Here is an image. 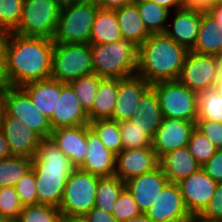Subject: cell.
Here are the masks:
<instances>
[{
	"mask_svg": "<svg viewBox=\"0 0 222 222\" xmlns=\"http://www.w3.org/2000/svg\"><path fill=\"white\" fill-rule=\"evenodd\" d=\"M54 42L52 39L21 36L11 32L5 57V73L10 86L51 78Z\"/></svg>",
	"mask_w": 222,
	"mask_h": 222,
	"instance_id": "obj_1",
	"label": "cell"
},
{
	"mask_svg": "<svg viewBox=\"0 0 222 222\" xmlns=\"http://www.w3.org/2000/svg\"><path fill=\"white\" fill-rule=\"evenodd\" d=\"M75 167L51 138H42L32 158L37 204L59 208L64 187Z\"/></svg>",
	"mask_w": 222,
	"mask_h": 222,
	"instance_id": "obj_2",
	"label": "cell"
},
{
	"mask_svg": "<svg viewBox=\"0 0 222 222\" xmlns=\"http://www.w3.org/2000/svg\"><path fill=\"white\" fill-rule=\"evenodd\" d=\"M189 50L165 33L151 34L138 47V76L149 84L176 81Z\"/></svg>",
	"mask_w": 222,
	"mask_h": 222,
	"instance_id": "obj_3",
	"label": "cell"
},
{
	"mask_svg": "<svg viewBox=\"0 0 222 222\" xmlns=\"http://www.w3.org/2000/svg\"><path fill=\"white\" fill-rule=\"evenodd\" d=\"M94 74L101 78L123 79L136 75L138 46L121 39L107 44H91Z\"/></svg>",
	"mask_w": 222,
	"mask_h": 222,
	"instance_id": "obj_4",
	"label": "cell"
},
{
	"mask_svg": "<svg viewBox=\"0 0 222 222\" xmlns=\"http://www.w3.org/2000/svg\"><path fill=\"white\" fill-rule=\"evenodd\" d=\"M100 7L80 1L60 10L54 43L89 44L92 25Z\"/></svg>",
	"mask_w": 222,
	"mask_h": 222,
	"instance_id": "obj_5",
	"label": "cell"
},
{
	"mask_svg": "<svg viewBox=\"0 0 222 222\" xmlns=\"http://www.w3.org/2000/svg\"><path fill=\"white\" fill-rule=\"evenodd\" d=\"M91 44L54 43L51 78L63 83L93 74Z\"/></svg>",
	"mask_w": 222,
	"mask_h": 222,
	"instance_id": "obj_6",
	"label": "cell"
},
{
	"mask_svg": "<svg viewBox=\"0 0 222 222\" xmlns=\"http://www.w3.org/2000/svg\"><path fill=\"white\" fill-rule=\"evenodd\" d=\"M164 118H177L196 122L198 119L197 93L176 81L152 84Z\"/></svg>",
	"mask_w": 222,
	"mask_h": 222,
	"instance_id": "obj_7",
	"label": "cell"
},
{
	"mask_svg": "<svg viewBox=\"0 0 222 222\" xmlns=\"http://www.w3.org/2000/svg\"><path fill=\"white\" fill-rule=\"evenodd\" d=\"M98 176L75 168L66 181L59 205L61 217L85 215L95 207Z\"/></svg>",
	"mask_w": 222,
	"mask_h": 222,
	"instance_id": "obj_8",
	"label": "cell"
},
{
	"mask_svg": "<svg viewBox=\"0 0 222 222\" xmlns=\"http://www.w3.org/2000/svg\"><path fill=\"white\" fill-rule=\"evenodd\" d=\"M60 10L53 0H24L21 21L13 33L53 39Z\"/></svg>",
	"mask_w": 222,
	"mask_h": 222,
	"instance_id": "obj_9",
	"label": "cell"
},
{
	"mask_svg": "<svg viewBox=\"0 0 222 222\" xmlns=\"http://www.w3.org/2000/svg\"><path fill=\"white\" fill-rule=\"evenodd\" d=\"M222 74V63L218 56L189 51L178 81L198 93L215 86Z\"/></svg>",
	"mask_w": 222,
	"mask_h": 222,
	"instance_id": "obj_10",
	"label": "cell"
},
{
	"mask_svg": "<svg viewBox=\"0 0 222 222\" xmlns=\"http://www.w3.org/2000/svg\"><path fill=\"white\" fill-rule=\"evenodd\" d=\"M3 112L19 119L41 138H50L53 129L49 118L37 110L21 87L10 86L4 92Z\"/></svg>",
	"mask_w": 222,
	"mask_h": 222,
	"instance_id": "obj_11",
	"label": "cell"
},
{
	"mask_svg": "<svg viewBox=\"0 0 222 222\" xmlns=\"http://www.w3.org/2000/svg\"><path fill=\"white\" fill-rule=\"evenodd\" d=\"M153 222H184L190 215L178 184L168 182L144 212Z\"/></svg>",
	"mask_w": 222,
	"mask_h": 222,
	"instance_id": "obj_12",
	"label": "cell"
},
{
	"mask_svg": "<svg viewBox=\"0 0 222 222\" xmlns=\"http://www.w3.org/2000/svg\"><path fill=\"white\" fill-rule=\"evenodd\" d=\"M196 122L164 118L152 139V149L159 159L172 151L186 147Z\"/></svg>",
	"mask_w": 222,
	"mask_h": 222,
	"instance_id": "obj_13",
	"label": "cell"
},
{
	"mask_svg": "<svg viewBox=\"0 0 222 222\" xmlns=\"http://www.w3.org/2000/svg\"><path fill=\"white\" fill-rule=\"evenodd\" d=\"M190 214H200L213 198L217 183L200 168L177 183Z\"/></svg>",
	"mask_w": 222,
	"mask_h": 222,
	"instance_id": "obj_14",
	"label": "cell"
},
{
	"mask_svg": "<svg viewBox=\"0 0 222 222\" xmlns=\"http://www.w3.org/2000/svg\"><path fill=\"white\" fill-rule=\"evenodd\" d=\"M159 166V157L152 147L122 149L116 155L114 176L126 182Z\"/></svg>",
	"mask_w": 222,
	"mask_h": 222,
	"instance_id": "obj_15",
	"label": "cell"
},
{
	"mask_svg": "<svg viewBox=\"0 0 222 222\" xmlns=\"http://www.w3.org/2000/svg\"><path fill=\"white\" fill-rule=\"evenodd\" d=\"M52 129L76 127L89 124L88 113L83 109L72 86L60 82V96L55 104V111L49 119Z\"/></svg>",
	"mask_w": 222,
	"mask_h": 222,
	"instance_id": "obj_16",
	"label": "cell"
},
{
	"mask_svg": "<svg viewBox=\"0 0 222 222\" xmlns=\"http://www.w3.org/2000/svg\"><path fill=\"white\" fill-rule=\"evenodd\" d=\"M2 130L13 156L33 158L41 137L19 119L7 116L4 112L0 119Z\"/></svg>",
	"mask_w": 222,
	"mask_h": 222,
	"instance_id": "obj_17",
	"label": "cell"
},
{
	"mask_svg": "<svg viewBox=\"0 0 222 222\" xmlns=\"http://www.w3.org/2000/svg\"><path fill=\"white\" fill-rule=\"evenodd\" d=\"M151 86L143 77L137 74L118 79L116 105L111 119L119 123L131 120L137 104Z\"/></svg>",
	"mask_w": 222,
	"mask_h": 222,
	"instance_id": "obj_18",
	"label": "cell"
},
{
	"mask_svg": "<svg viewBox=\"0 0 222 222\" xmlns=\"http://www.w3.org/2000/svg\"><path fill=\"white\" fill-rule=\"evenodd\" d=\"M89 124L76 127H60L54 129L50 138L70 160L75 168H79L88 153L87 133Z\"/></svg>",
	"mask_w": 222,
	"mask_h": 222,
	"instance_id": "obj_19",
	"label": "cell"
},
{
	"mask_svg": "<svg viewBox=\"0 0 222 222\" xmlns=\"http://www.w3.org/2000/svg\"><path fill=\"white\" fill-rule=\"evenodd\" d=\"M172 12L169 15L171 23H167L165 34L190 51L197 40L201 11L182 8Z\"/></svg>",
	"mask_w": 222,
	"mask_h": 222,
	"instance_id": "obj_20",
	"label": "cell"
},
{
	"mask_svg": "<svg viewBox=\"0 0 222 222\" xmlns=\"http://www.w3.org/2000/svg\"><path fill=\"white\" fill-rule=\"evenodd\" d=\"M168 182V178L159 166L153 171L129 179L125 185L132 193L141 212L144 213L152 206L159 192Z\"/></svg>",
	"mask_w": 222,
	"mask_h": 222,
	"instance_id": "obj_21",
	"label": "cell"
},
{
	"mask_svg": "<svg viewBox=\"0 0 222 222\" xmlns=\"http://www.w3.org/2000/svg\"><path fill=\"white\" fill-rule=\"evenodd\" d=\"M87 146L88 153L79 169L100 178L114 176L116 154L108 150L92 130L87 133Z\"/></svg>",
	"mask_w": 222,
	"mask_h": 222,
	"instance_id": "obj_22",
	"label": "cell"
},
{
	"mask_svg": "<svg viewBox=\"0 0 222 222\" xmlns=\"http://www.w3.org/2000/svg\"><path fill=\"white\" fill-rule=\"evenodd\" d=\"M159 163L168 181L176 184L201 168L187 146L163 155Z\"/></svg>",
	"mask_w": 222,
	"mask_h": 222,
	"instance_id": "obj_23",
	"label": "cell"
},
{
	"mask_svg": "<svg viewBox=\"0 0 222 222\" xmlns=\"http://www.w3.org/2000/svg\"><path fill=\"white\" fill-rule=\"evenodd\" d=\"M163 119L158 97L155 91L150 88L140 99L130 121L153 139Z\"/></svg>",
	"mask_w": 222,
	"mask_h": 222,
	"instance_id": "obj_24",
	"label": "cell"
},
{
	"mask_svg": "<svg viewBox=\"0 0 222 222\" xmlns=\"http://www.w3.org/2000/svg\"><path fill=\"white\" fill-rule=\"evenodd\" d=\"M21 88L29 95L37 110L50 119L60 96V81L49 78L27 83Z\"/></svg>",
	"mask_w": 222,
	"mask_h": 222,
	"instance_id": "obj_25",
	"label": "cell"
},
{
	"mask_svg": "<svg viewBox=\"0 0 222 222\" xmlns=\"http://www.w3.org/2000/svg\"><path fill=\"white\" fill-rule=\"evenodd\" d=\"M191 51L215 56L222 51V24L208 12L201 11L199 32Z\"/></svg>",
	"mask_w": 222,
	"mask_h": 222,
	"instance_id": "obj_26",
	"label": "cell"
},
{
	"mask_svg": "<svg viewBox=\"0 0 222 222\" xmlns=\"http://www.w3.org/2000/svg\"><path fill=\"white\" fill-rule=\"evenodd\" d=\"M122 39L132 41L138 47L151 35L143 23L137 5L133 2L115 10Z\"/></svg>",
	"mask_w": 222,
	"mask_h": 222,
	"instance_id": "obj_27",
	"label": "cell"
},
{
	"mask_svg": "<svg viewBox=\"0 0 222 222\" xmlns=\"http://www.w3.org/2000/svg\"><path fill=\"white\" fill-rule=\"evenodd\" d=\"M118 93V78H102L99 82L92 109L88 112L89 121L111 119Z\"/></svg>",
	"mask_w": 222,
	"mask_h": 222,
	"instance_id": "obj_28",
	"label": "cell"
},
{
	"mask_svg": "<svg viewBox=\"0 0 222 222\" xmlns=\"http://www.w3.org/2000/svg\"><path fill=\"white\" fill-rule=\"evenodd\" d=\"M122 39L115 10H97L90 35L89 44H107Z\"/></svg>",
	"mask_w": 222,
	"mask_h": 222,
	"instance_id": "obj_29",
	"label": "cell"
},
{
	"mask_svg": "<svg viewBox=\"0 0 222 222\" xmlns=\"http://www.w3.org/2000/svg\"><path fill=\"white\" fill-rule=\"evenodd\" d=\"M139 15L151 34L165 33L170 10L148 0H135Z\"/></svg>",
	"mask_w": 222,
	"mask_h": 222,
	"instance_id": "obj_30",
	"label": "cell"
},
{
	"mask_svg": "<svg viewBox=\"0 0 222 222\" xmlns=\"http://www.w3.org/2000/svg\"><path fill=\"white\" fill-rule=\"evenodd\" d=\"M125 187V182L116 176L99 178L95 207L112 214L115 202Z\"/></svg>",
	"mask_w": 222,
	"mask_h": 222,
	"instance_id": "obj_31",
	"label": "cell"
},
{
	"mask_svg": "<svg viewBox=\"0 0 222 222\" xmlns=\"http://www.w3.org/2000/svg\"><path fill=\"white\" fill-rule=\"evenodd\" d=\"M30 169L32 158L12 155L0 160V187H14Z\"/></svg>",
	"mask_w": 222,
	"mask_h": 222,
	"instance_id": "obj_32",
	"label": "cell"
},
{
	"mask_svg": "<svg viewBox=\"0 0 222 222\" xmlns=\"http://www.w3.org/2000/svg\"><path fill=\"white\" fill-rule=\"evenodd\" d=\"M89 126L108 150L117 155L123 149L119 122L113 119H100L89 122Z\"/></svg>",
	"mask_w": 222,
	"mask_h": 222,
	"instance_id": "obj_33",
	"label": "cell"
},
{
	"mask_svg": "<svg viewBox=\"0 0 222 222\" xmlns=\"http://www.w3.org/2000/svg\"><path fill=\"white\" fill-rule=\"evenodd\" d=\"M198 119L222 123V97L214 87L197 93Z\"/></svg>",
	"mask_w": 222,
	"mask_h": 222,
	"instance_id": "obj_34",
	"label": "cell"
},
{
	"mask_svg": "<svg viewBox=\"0 0 222 222\" xmlns=\"http://www.w3.org/2000/svg\"><path fill=\"white\" fill-rule=\"evenodd\" d=\"M102 78L96 74L81 76L69 82L83 109L88 113L96 97L99 82Z\"/></svg>",
	"mask_w": 222,
	"mask_h": 222,
	"instance_id": "obj_35",
	"label": "cell"
},
{
	"mask_svg": "<svg viewBox=\"0 0 222 222\" xmlns=\"http://www.w3.org/2000/svg\"><path fill=\"white\" fill-rule=\"evenodd\" d=\"M120 135L123 149L152 147V138L130 120L120 122Z\"/></svg>",
	"mask_w": 222,
	"mask_h": 222,
	"instance_id": "obj_36",
	"label": "cell"
},
{
	"mask_svg": "<svg viewBox=\"0 0 222 222\" xmlns=\"http://www.w3.org/2000/svg\"><path fill=\"white\" fill-rule=\"evenodd\" d=\"M187 147L201 166L204 165L218 149L213 142L196 128L191 133Z\"/></svg>",
	"mask_w": 222,
	"mask_h": 222,
	"instance_id": "obj_37",
	"label": "cell"
},
{
	"mask_svg": "<svg viewBox=\"0 0 222 222\" xmlns=\"http://www.w3.org/2000/svg\"><path fill=\"white\" fill-rule=\"evenodd\" d=\"M19 219L22 222H60L61 214L57 207L36 204L24 206Z\"/></svg>",
	"mask_w": 222,
	"mask_h": 222,
	"instance_id": "obj_38",
	"label": "cell"
},
{
	"mask_svg": "<svg viewBox=\"0 0 222 222\" xmlns=\"http://www.w3.org/2000/svg\"><path fill=\"white\" fill-rule=\"evenodd\" d=\"M24 0H0V27L13 32L22 17Z\"/></svg>",
	"mask_w": 222,
	"mask_h": 222,
	"instance_id": "obj_39",
	"label": "cell"
},
{
	"mask_svg": "<svg viewBox=\"0 0 222 222\" xmlns=\"http://www.w3.org/2000/svg\"><path fill=\"white\" fill-rule=\"evenodd\" d=\"M142 214L132 193L125 187L115 202L112 215L118 222H122Z\"/></svg>",
	"mask_w": 222,
	"mask_h": 222,
	"instance_id": "obj_40",
	"label": "cell"
},
{
	"mask_svg": "<svg viewBox=\"0 0 222 222\" xmlns=\"http://www.w3.org/2000/svg\"><path fill=\"white\" fill-rule=\"evenodd\" d=\"M24 206L12 186L0 187V215L6 219L19 218Z\"/></svg>",
	"mask_w": 222,
	"mask_h": 222,
	"instance_id": "obj_41",
	"label": "cell"
},
{
	"mask_svg": "<svg viewBox=\"0 0 222 222\" xmlns=\"http://www.w3.org/2000/svg\"><path fill=\"white\" fill-rule=\"evenodd\" d=\"M23 206L36 205V178L30 169L14 186Z\"/></svg>",
	"mask_w": 222,
	"mask_h": 222,
	"instance_id": "obj_42",
	"label": "cell"
},
{
	"mask_svg": "<svg viewBox=\"0 0 222 222\" xmlns=\"http://www.w3.org/2000/svg\"><path fill=\"white\" fill-rule=\"evenodd\" d=\"M195 128L213 142L218 149L222 148V123L196 120Z\"/></svg>",
	"mask_w": 222,
	"mask_h": 222,
	"instance_id": "obj_43",
	"label": "cell"
},
{
	"mask_svg": "<svg viewBox=\"0 0 222 222\" xmlns=\"http://www.w3.org/2000/svg\"><path fill=\"white\" fill-rule=\"evenodd\" d=\"M200 215L214 222H222V181L217 183L213 198Z\"/></svg>",
	"mask_w": 222,
	"mask_h": 222,
	"instance_id": "obj_44",
	"label": "cell"
},
{
	"mask_svg": "<svg viewBox=\"0 0 222 222\" xmlns=\"http://www.w3.org/2000/svg\"><path fill=\"white\" fill-rule=\"evenodd\" d=\"M201 168L216 183L222 181V148L217 149L215 154Z\"/></svg>",
	"mask_w": 222,
	"mask_h": 222,
	"instance_id": "obj_45",
	"label": "cell"
},
{
	"mask_svg": "<svg viewBox=\"0 0 222 222\" xmlns=\"http://www.w3.org/2000/svg\"><path fill=\"white\" fill-rule=\"evenodd\" d=\"M85 215L89 222H118L112 214L106 213L96 207L92 208Z\"/></svg>",
	"mask_w": 222,
	"mask_h": 222,
	"instance_id": "obj_46",
	"label": "cell"
},
{
	"mask_svg": "<svg viewBox=\"0 0 222 222\" xmlns=\"http://www.w3.org/2000/svg\"><path fill=\"white\" fill-rule=\"evenodd\" d=\"M135 0H100L98 6L105 10H117L125 5L133 3Z\"/></svg>",
	"mask_w": 222,
	"mask_h": 222,
	"instance_id": "obj_47",
	"label": "cell"
},
{
	"mask_svg": "<svg viewBox=\"0 0 222 222\" xmlns=\"http://www.w3.org/2000/svg\"><path fill=\"white\" fill-rule=\"evenodd\" d=\"M183 8L207 12V0H182Z\"/></svg>",
	"mask_w": 222,
	"mask_h": 222,
	"instance_id": "obj_48",
	"label": "cell"
},
{
	"mask_svg": "<svg viewBox=\"0 0 222 222\" xmlns=\"http://www.w3.org/2000/svg\"><path fill=\"white\" fill-rule=\"evenodd\" d=\"M11 32L5 28L0 27V61H5L6 47Z\"/></svg>",
	"mask_w": 222,
	"mask_h": 222,
	"instance_id": "obj_49",
	"label": "cell"
},
{
	"mask_svg": "<svg viewBox=\"0 0 222 222\" xmlns=\"http://www.w3.org/2000/svg\"><path fill=\"white\" fill-rule=\"evenodd\" d=\"M151 2H155L158 5L166 7L168 10L176 11L183 8V2L182 0H148Z\"/></svg>",
	"mask_w": 222,
	"mask_h": 222,
	"instance_id": "obj_50",
	"label": "cell"
},
{
	"mask_svg": "<svg viewBox=\"0 0 222 222\" xmlns=\"http://www.w3.org/2000/svg\"><path fill=\"white\" fill-rule=\"evenodd\" d=\"M12 153L9 147V144L0 129V160L11 157Z\"/></svg>",
	"mask_w": 222,
	"mask_h": 222,
	"instance_id": "obj_51",
	"label": "cell"
},
{
	"mask_svg": "<svg viewBox=\"0 0 222 222\" xmlns=\"http://www.w3.org/2000/svg\"><path fill=\"white\" fill-rule=\"evenodd\" d=\"M5 61H0V92H5L9 87V83L5 73Z\"/></svg>",
	"mask_w": 222,
	"mask_h": 222,
	"instance_id": "obj_52",
	"label": "cell"
},
{
	"mask_svg": "<svg viewBox=\"0 0 222 222\" xmlns=\"http://www.w3.org/2000/svg\"><path fill=\"white\" fill-rule=\"evenodd\" d=\"M207 12L222 24V4L212 5Z\"/></svg>",
	"mask_w": 222,
	"mask_h": 222,
	"instance_id": "obj_53",
	"label": "cell"
},
{
	"mask_svg": "<svg viewBox=\"0 0 222 222\" xmlns=\"http://www.w3.org/2000/svg\"><path fill=\"white\" fill-rule=\"evenodd\" d=\"M62 222H89L86 215H71L68 217H61Z\"/></svg>",
	"mask_w": 222,
	"mask_h": 222,
	"instance_id": "obj_54",
	"label": "cell"
},
{
	"mask_svg": "<svg viewBox=\"0 0 222 222\" xmlns=\"http://www.w3.org/2000/svg\"><path fill=\"white\" fill-rule=\"evenodd\" d=\"M184 222H214L211 219L202 217L200 214H190Z\"/></svg>",
	"mask_w": 222,
	"mask_h": 222,
	"instance_id": "obj_55",
	"label": "cell"
},
{
	"mask_svg": "<svg viewBox=\"0 0 222 222\" xmlns=\"http://www.w3.org/2000/svg\"><path fill=\"white\" fill-rule=\"evenodd\" d=\"M60 9L71 6L75 3L80 2L81 0H53Z\"/></svg>",
	"mask_w": 222,
	"mask_h": 222,
	"instance_id": "obj_56",
	"label": "cell"
},
{
	"mask_svg": "<svg viewBox=\"0 0 222 222\" xmlns=\"http://www.w3.org/2000/svg\"><path fill=\"white\" fill-rule=\"evenodd\" d=\"M122 222H153V221L143 213L138 217L130 218Z\"/></svg>",
	"mask_w": 222,
	"mask_h": 222,
	"instance_id": "obj_57",
	"label": "cell"
},
{
	"mask_svg": "<svg viewBox=\"0 0 222 222\" xmlns=\"http://www.w3.org/2000/svg\"><path fill=\"white\" fill-rule=\"evenodd\" d=\"M214 88L216 89L217 93L222 97V74L219 77V80L216 82Z\"/></svg>",
	"mask_w": 222,
	"mask_h": 222,
	"instance_id": "obj_58",
	"label": "cell"
},
{
	"mask_svg": "<svg viewBox=\"0 0 222 222\" xmlns=\"http://www.w3.org/2000/svg\"><path fill=\"white\" fill-rule=\"evenodd\" d=\"M222 4V0H207V11L210 9L212 5Z\"/></svg>",
	"mask_w": 222,
	"mask_h": 222,
	"instance_id": "obj_59",
	"label": "cell"
},
{
	"mask_svg": "<svg viewBox=\"0 0 222 222\" xmlns=\"http://www.w3.org/2000/svg\"><path fill=\"white\" fill-rule=\"evenodd\" d=\"M4 108V92H0V119Z\"/></svg>",
	"mask_w": 222,
	"mask_h": 222,
	"instance_id": "obj_60",
	"label": "cell"
},
{
	"mask_svg": "<svg viewBox=\"0 0 222 222\" xmlns=\"http://www.w3.org/2000/svg\"><path fill=\"white\" fill-rule=\"evenodd\" d=\"M6 222H22L19 218L7 219Z\"/></svg>",
	"mask_w": 222,
	"mask_h": 222,
	"instance_id": "obj_61",
	"label": "cell"
},
{
	"mask_svg": "<svg viewBox=\"0 0 222 222\" xmlns=\"http://www.w3.org/2000/svg\"><path fill=\"white\" fill-rule=\"evenodd\" d=\"M81 1L95 3V4H99L100 3V0H81Z\"/></svg>",
	"mask_w": 222,
	"mask_h": 222,
	"instance_id": "obj_62",
	"label": "cell"
},
{
	"mask_svg": "<svg viewBox=\"0 0 222 222\" xmlns=\"http://www.w3.org/2000/svg\"><path fill=\"white\" fill-rule=\"evenodd\" d=\"M6 220H7V219H6L4 216H1V215H0V222H6Z\"/></svg>",
	"mask_w": 222,
	"mask_h": 222,
	"instance_id": "obj_63",
	"label": "cell"
},
{
	"mask_svg": "<svg viewBox=\"0 0 222 222\" xmlns=\"http://www.w3.org/2000/svg\"><path fill=\"white\" fill-rule=\"evenodd\" d=\"M218 57L222 61V51H221V53H220V55Z\"/></svg>",
	"mask_w": 222,
	"mask_h": 222,
	"instance_id": "obj_64",
	"label": "cell"
}]
</instances>
